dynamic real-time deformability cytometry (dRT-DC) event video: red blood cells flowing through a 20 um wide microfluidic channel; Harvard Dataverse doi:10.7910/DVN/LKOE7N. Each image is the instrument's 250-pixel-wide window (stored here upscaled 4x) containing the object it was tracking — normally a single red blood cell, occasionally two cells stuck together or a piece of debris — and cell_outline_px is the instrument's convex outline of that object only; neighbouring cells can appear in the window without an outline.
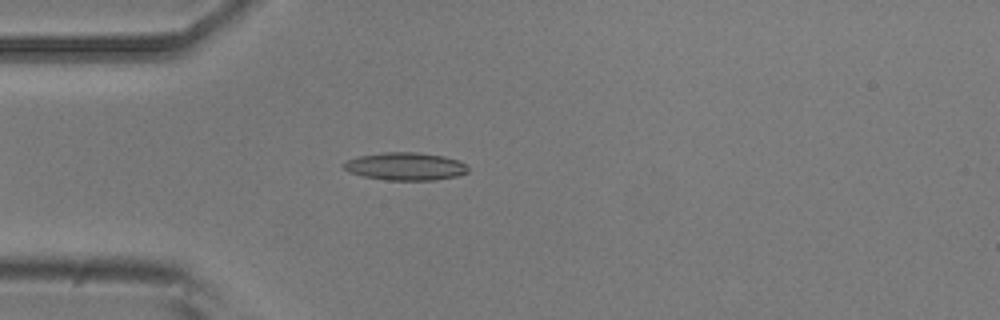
{"species": "common noctule bat (a hibernating species)", "species_latin": "Nyctalus noctula", "temperature_condition": "room temperature", "stored_images_in_passage": 2, "camera_frame_rate_fps": 3000, "um_per_image_px": 0.085, "animal": {"sex": "male", "body_mass_g": 20.5, "forearm_length_mm": 52.5}, "frame": {"image": 1, "passage_image": 2, "time_ms": 1.333, "image_size_px": [1000, 320], "cell_outline_px": [[468, 172], [456, 176], [436, 180], [388, 180], [364, 176], [348, 172], [340, 164], [348, 160], [360, 156], [384, 152], [416, 152], [444, 156], [460, 160], [468, 168]], "centroid_in_image_um": [34.46, 14.14], "position_along_channel_um": 50.5, "area_um2": 20.11}}